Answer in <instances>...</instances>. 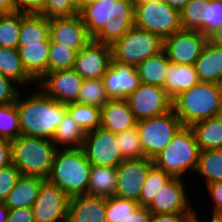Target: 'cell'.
<instances>
[{"label": "cell", "mask_w": 222, "mask_h": 222, "mask_svg": "<svg viewBox=\"0 0 222 222\" xmlns=\"http://www.w3.org/2000/svg\"><path fill=\"white\" fill-rule=\"evenodd\" d=\"M79 15L96 42L112 45L135 26L133 0H100L83 6Z\"/></svg>", "instance_id": "1"}, {"label": "cell", "mask_w": 222, "mask_h": 222, "mask_svg": "<svg viewBox=\"0 0 222 222\" xmlns=\"http://www.w3.org/2000/svg\"><path fill=\"white\" fill-rule=\"evenodd\" d=\"M22 91L25 90L19 92L15 101L19 113L20 135L52 140L57 126L67 112L66 105L46 95L38 86L31 89L33 92L24 98Z\"/></svg>", "instance_id": "2"}, {"label": "cell", "mask_w": 222, "mask_h": 222, "mask_svg": "<svg viewBox=\"0 0 222 222\" xmlns=\"http://www.w3.org/2000/svg\"><path fill=\"white\" fill-rule=\"evenodd\" d=\"M172 109L183 126L222 115V85L199 82L180 92L173 99Z\"/></svg>", "instance_id": "3"}, {"label": "cell", "mask_w": 222, "mask_h": 222, "mask_svg": "<svg viewBox=\"0 0 222 222\" xmlns=\"http://www.w3.org/2000/svg\"><path fill=\"white\" fill-rule=\"evenodd\" d=\"M91 166L82 148L57 149L47 180L69 197L87 195Z\"/></svg>", "instance_id": "4"}, {"label": "cell", "mask_w": 222, "mask_h": 222, "mask_svg": "<svg viewBox=\"0 0 222 222\" xmlns=\"http://www.w3.org/2000/svg\"><path fill=\"white\" fill-rule=\"evenodd\" d=\"M11 143V163L24 176L47 179L57 147L51 139L19 135Z\"/></svg>", "instance_id": "5"}, {"label": "cell", "mask_w": 222, "mask_h": 222, "mask_svg": "<svg viewBox=\"0 0 222 222\" xmlns=\"http://www.w3.org/2000/svg\"><path fill=\"white\" fill-rule=\"evenodd\" d=\"M200 148L190 126H182L170 143L153 160L154 165L173 177L194 173ZM190 172V173H189ZM188 173V174H187Z\"/></svg>", "instance_id": "6"}, {"label": "cell", "mask_w": 222, "mask_h": 222, "mask_svg": "<svg viewBox=\"0 0 222 222\" xmlns=\"http://www.w3.org/2000/svg\"><path fill=\"white\" fill-rule=\"evenodd\" d=\"M112 60L137 66L163 50V40L156 34L137 27L131 28L111 45Z\"/></svg>", "instance_id": "7"}, {"label": "cell", "mask_w": 222, "mask_h": 222, "mask_svg": "<svg viewBox=\"0 0 222 222\" xmlns=\"http://www.w3.org/2000/svg\"><path fill=\"white\" fill-rule=\"evenodd\" d=\"M182 126L173 109L166 114L137 121L136 127L145 156L154 159Z\"/></svg>", "instance_id": "8"}, {"label": "cell", "mask_w": 222, "mask_h": 222, "mask_svg": "<svg viewBox=\"0 0 222 222\" xmlns=\"http://www.w3.org/2000/svg\"><path fill=\"white\" fill-rule=\"evenodd\" d=\"M135 27L154 33L164 40L182 29L180 12L165 1L135 4Z\"/></svg>", "instance_id": "9"}, {"label": "cell", "mask_w": 222, "mask_h": 222, "mask_svg": "<svg viewBox=\"0 0 222 222\" xmlns=\"http://www.w3.org/2000/svg\"><path fill=\"white\" fill-rule=\"evenodd\" d=\"M81 148L92 165L117 167L125 160L120 152L115 133L102 126L85 134Z\"/></svg>", "instance_id": "10"}, {"label": "cell", "mask_w": 222, "mask_h": 222, "mask_svg": "<svg viewBox=\"0 0 222 222\" xmlns=\"http://www.w3.org/2000/svg\"><path fill=\"white\" fill-rule=\"evenodd\" d=\"M137 121L166 114L172 110L173 99L157 85L141 83L126 99Z\"/></svg>", "instance_id": "11"}, {"label": "cell", "mask_w": 222, "mask_h": 222, "mask_svg": "<svg viewBox=\"0 0 222 222\" xmlns=\"http://www.w3.org/2000/svg\"><path fill=\"white\" fill-rule=\"evenodd\" d=\"M70 197L45 179L32 205L35 222H67Z\"/></svg>", "instance_id": "12"}, {"label": "cell", "mask_w": 222, "mask_h": 222, "mask_svg": "<svg viewBox=\"0 0 222 222\" xmlns=\"http://www.w3.org/2000/svg\"><path fill=\"white\" fill-rule=\"evenodd\" d=\"M154 160L149 157L142 159H125L117 166L115 196L139 202L141 189Z\"/></svg>", "instance_id": "13"}, {"label": "cell", "mask_w": 222, "mask_h": 222, "mask_svg": "<svg viewBox=\"0 0 222 222\" xmlns=\"http://www.w3.org/2000/svg\"><path fill=\"white\" fill-rule=\"evenodd\" d=\"M207 41L200 31L181 29L163 40V50L172 63L194 65Z\"/></svg>", "instance_id": "14"}, {"label": "cell", "mask_w": 222, "mask_h": 222, "mask_svg": "<svg viewBox=\"0 0 222 222\" xmlns=\"http://www.w3.org/2000/svg\"><path fill=\"white\" fill-rule=\"evenodd\" d=\"M185 178L172 177L155 195L152 203L147 207L151 213H195L190 201V195L185 189L187 185ZM186 183V184H185Z\"/></svg>", "instance_id": "15"}, {"label": "cell", "mask_w": 222, "mask_h": 222, "mask_svg": "<svg viewBox=\"0 0 222 222\" xmlns=\"http://www.w3.org/2000/svg\"><path fill=\"white\" fill-rule=\"evenodd\" d=\"M83 80L73 69H64L47 72L36 86L49 97L67 105L77 102Z\"/></svg>", "instance_id": "16"}, {"label": "cell", "mask_w": 222, "mask_h": 222, "mask_svg": "<svg viewBox=\"0 0 222 222\" xmlns=\"http://www.w3.org/2000/svg\"><path fill=\"white\" fill-rule=\"evenodd\" d=\"M112 61L111 45L93 39L76 54L73 70L83 79H102Z\"/></svg>", "instance_id": "17"}, {"label": "cell", "mask_w": 222, "mask_h": 222, "mask_svg": "<svg viewBox=\"0 0 222 222\" xmlns=\"http://www.w3.org/2000/svg\"><path fill=\"white\" fill-rule=\"evenodd\" d=\"M49 24L50 39L77 52L92 40L79 14L50 19Z\"/></svg>", "instance_id": "18"}, {"label": "cell", "mask_w": 222, "mask_h": 222, "mask_svg": "<svg viewBox=\"0 0 222 222\" xmlns=\"http://www.w3.org/2000/svg\"><path fill=\"white\" fill-rule=\"evenodd\" d=\"M102 80L110 99H127L141 84L135 66L113 60Z\"/></svg>", "instance_id": "19"}, {"label": "cell", "mask_w": 222, "mask_h": 222, "mask_svg": "<svg viewBox=\"0 0 222 222\" xmlns=\"http://www.w3.org/2000/svg\"><path fill=\"white\" fill-rule=\"evenodd\" d=\"M67 222H107L106 198L89 195L70 197Z\"/></svg>", "instance_id": "20"}, {"label": "cell", "mask_w": 222, "mask_h": 222, "mask_svg": "<svg viewBox=\"0 0 222 222\" xmlns=\"http://www.w3.org/2000/svg\"><path fill=\"white\" fill-rule=\"evenodd\" d=\"M137 120L126 99H110L101 107V126L113 133L136 127Z\"/></svg>", "instance_id": "21"}, {"label": "cell", "mask_w": 222, "mask_h": 222, "mask_svg": "<svg viewBox=\"0 0 222 222\" xmlns=\"http://www.w3.org/2000/svg\"><path fill=\"white\" fill-rule=\"evenodd\" d=\"M22 66L27 74L39 81L48 72L50 42H40L18 46Z\"/></svg>", "instance_id": "22"}, {"label": "cell", "mask_w": 222, "mask_h": 222, "mask_svg": "<svg viewBox=\"0 0 222 222\" xmlns=\"http://www.w3.org/2000/svg\"><path fill=\"white\" fill-rule=\"evenodd\" d=\"M194 67L200 82L222 85V47L207 41Z\"/></svg>", "instance_id": "23"}, {"label": "cell", "mask_w": 222, "mask_h": 222, "mask_svg": "<svg viewBox=\"0 0 222 222\" xmlns=\"http://www.w3.org/2000/svg\"><path fill=\"white\" fill-rule=\"evenodd\" d=\"M45 179L37 176L21 175L13 189L3 201L8 209L32 207Z\"/></svg>", "instance_id": "24"}, {"label": "cell", "mask_w": 222, "mask_h": 222, "mask_svg": "<svg viewBox=\"0 0 222 222\" xmlns=\"http://www.w3.org/2000/svg\"><path fill=\"white\" fill-rule=\"evenodd\" d=\"M199 82L194 65L170 62L162 88L174 99L180 92L191 89Z\"/></svg>", "instance_id": "25"}, {"label": "cell", "mask_w": 222, "mask_h": 222, "mask_svg": "<svg viewBox=\"0 0 222 222\" xmlns=\"http://www.w3.org/2000/svg\"><path fill=\"white\" fill-rule=\"evenodd\" d=\"M50 42L49 19L41 14L22 13L18 46Z\"/></svg>", "instance_id": "26"}, {"label": "cell", "mask_w": 222, "mask_h": 222, "mask_svg": "<svg viewBox=\"0 0 222 222\" xmlns=\"http://www.w3.org/2000/svg\"><path fill=\"white\" fill-rule=\"evenodd\" d=\"M190 127L200 151L222 149V115L197 121Z\"/></svg>", "instance_id": "27"}, {"label": "cell", "mask_w": 222, "mask_h": 222, "mask_svg": "<svg viewBox=\"0 0 222 222\" xmlns=\"http://www.w3.org/2000/svg\"><path fill=\"white\" fill-rule=\"evenodd\" d=\"M0 74L11 79L21 89L22 86L25 88L30 84L34 87L36 84L23 68L18 50L14 48L0 46Z\"/></svg>", "instance_id": "28"}, {"label": "cell", "mask_w": 222, "mask_h": 222, "mask_svg": "<svg viewBox=\"0 0 222 222\" xmlns=\"http://www.w3.org/2000/svg\"><path fill=\"white\" fill-rule=\"evenodd\" d=\"M170 61L164 50L136 66L141 83L163 87Z\"/></svg>", "instance_id": "29"}, {"label": "cell", "mask_w": 222, "mask_h": 222, "mask_svg": "<svg viewBox=\"0 0 222 222\" xmlns=\"http://www.w3.org/2000/svg\"><path fill=\"white\" fill-rule=\"evenodd\" d=\"M117 167L92 165L87 195L109 198L115 195Z\"/></svg>", "instance_id": "30"}, {"label": "cell", "mask_w": 222, "mask_h": 222, "mask_svg": "<svg viewBox=\"0 0 222 222\" xmlns=\"http://www.w3.org/2000/svg\"><path fill=\"white\" fill-rule=\"evenodd\" d=\"M85 134L67 111L57 126L52 142L58 149L81 148Z\"/></svg>", "instance_id": "31"}, {"label": "cell", "mask_w": 222, "mask_h": 222, "mask_svg": "<svg viewBox=\"0 0 222 222\" xmlns=\"http://www.w3.org/2000/svg\"><path fill=\"white\" fill-rule=\"evenodd\" d=\"M205 185L222 181V149L200 151L197 168Z\"/></svg>", "instance_id": "32"}, {"label": "cell", "mask_w": 222, "mask_h": 222, "mask_svg": "<svg viewBox=\"0 0 222 222\" xmlns=\"http://www.w3.org/2000/svg\"><path fill=\"white\" fill-rule=\"evenodd\" d=\"M66 108L85 133L101 126V108L79 103L67 104Z\"/></svg>", "instance_id": "33"}, {"label": "cell", "mask_w": 222, "mask_h": 222, "mask_svg": "<svg viewBox=\"0 0 222 222\" xmlns=\"http://www.w3.org/2000/svg\"><path fill=\"white\" fill-rule=\"evenodd\" d=\"M22 23V12L2 13L0 15V46L18 48Z\"/></svg>", "instance_id": "34"}, {"label": "cell", "mask_w": 222, "mask_h": 222, "mask_svg": "<svg viewBox=\"0 0 222 222\" xmlns=\"http://www.w3.org/2000/svg\"><path fill=\"white\" fill-rule=\"evenodd\" d=\"M173 176L163 170L157 168L155 165L149 170L144 185L141 189L138 204L140 207H148L155 195L159 192Z\"/></svg>", "instance_id": "35"}, {"label": "cell", "mask_w": 222, "mask_h": 222, "mask_svg": "<svg viewBox=\"0 0 222 222\" xmlns=\"http://www.w3.org/2000/svg\"><path fill=\"white\" fill-rule=\"evenodd\" d=\"M109 100L102 79H84L76 103L101 108Z\"/></svg>", "instance_id": "36"}, {"label": "cell", "mask_w": 222, "mask_h": 222, "mask_svg": "<svg viewBox=\"0 0 222 222\" xmlns=\"http://www.w3.org/2000/svg\"><path fill=\"white\" fill-rule=\"evenodd\" d=\"M116 141L124 159L145 158L137 127L115 133Z\"/></svg>", "instance_id": "37"}, {"label": "cell", "mask_w": 222, "mask_h": 222, "mask_svg": "<svg viewBox=\"0 0 222 222\" xmlns=\"http://www.w3.org/2000/svg\"><path fill=\"white\" fill-rule=\"evenodd\" d=\"M139 207L140 205L134 200L111 196L106 198V220L107 222H123Z\"/></svg>", "instance_id": "38"}, {"label": "cell", "mask_w": 222, "mask_h": 222, "mask_svg": "<svg viewBox=\"0 0 222 222\" xmlns=\"http://www.w3.org/2000/svg\"><path fill=\"white\" fill-rule=\"evenodd\" d=\"M20 135L16 104L0 105V139L12 141Z\"/></svg>", "instance_id": "39"}, {"label": "cell", "mask_w": 222, "mask_h": 222, "mask_svg": "<svg viewBox=\"0 0 222 222\" xmlns=\"http://www.w3.org/2000/svg\"><path fill=\"white\" fill-rule=\"evenodd\" d=\"M77 51L67 46L60 45L50 39V51L48 59V72L72 69Z\"/></svg>", "instance_id": "40"}, {"label": "cell", "mask_w": 222, "mask_h": 222, "mask_svg": "<svg viewBox=\"0 0 222 222\" xmlns=\"http://www.w3.org/2000/svg\"><path fill=\"white\" fill-rule=\"evenodd\" d=\"M209 0H190L180 11L182 29L202 32V11Z\"/></svg>", "instance_id": "41"}, {"label": "cell", "mask_w": 222, "mask_h": 222, "mask_svg": "<svg viewBox=\"0 0 222 222\" xmlns=\"http://www.w3.org/2000/svg\"><path fill=\"white\" fill-rule=\"evenodd\" d=\"M46 18L72 17L79 14L76 0H45L43 10L39 13Z\"/></svg>", "instance_id": "42"}, {"label": "cell", "mask_w": 222, "mask_h": 222, "mask_svg": "<svg viewBox=\"0 0 222 222\" xmlns=\"http://www.w3.org/2000/svg\"><path fill=\"white\" fill-rule=\"evenodd\" d=\"M222 25V0H209L202 11V33L208 35Z\"/></svg>", "instance_id": "43"}, {"label": "cell", "mask_w": 222, "mask_h": 222, "mask_svg": "<svg viewBox=\"0 0 222 222\" xmlns=\"http://www.w3.org/2000/svg\"><path fill=\"white\" fill-rule=\"evenodd\" d=\"M20 177L21 173L12 163L0 169V202L6 199Z\"/></svg>", "instance_id": "44"}, {"label": "cell", "mask_w": 222, "mask_h": 222, "mask_svg": "<svg viewBox=\"0 0 222 222\" xmlns=\"http://www.w3.org/2000/svg\"><path fill=\"white\" fill-rule=\"evenodd\" d=\"M21 90L15 82L0 74V105L15 103Z\"/></svg>", "instance_id": "45"}, {"label": "cell", "mask_w": 222, "mask_h": 222, "mask_svg": "<svg viewBox=\"0 0 222 222\" xmlns=\"http://www.w3.org/2000/svg\"><path fill=\"white\" fill-rule=\"evenodd\" d=\"M210 199L213 201L212 215H222V181L206 185Z\"/></svg>", "instance_id": "46"}, {"label": "cell", "mask_w": 222, "mask_h": 222, "mask_svg": "<svg viewBox=\"0 0 222 222\" xmlns=\"http://www.w3.org/2000/svg\"><path fill=\"white\" fill-rule=\"evenodd\" d=\"M15 9L22 13L39 14L45 5V0H14Z\"/></svg>", "instance_id": "47"}, {"label": "cell", "mask_w": 222, "mask_h": 222, "mask_svg": "<svg viewBox=\"0 0 222 222\" xmlns=\"http://www.w3.org/2000/svg\"><path fill=\"white\" fill-rule=\"evenodd\" d=\"M194 216L195 213H152L150 222H191L194 219Z\"/></svg>", "instance_id": "48"}, {"label": "cell", "mask_w": 222, "mask_h": 222, "mask_svg": "<svg viewBox=\"0 0 222 222\" xmlns=\"http://www.w3.org/2000/svg\"><path fill=\"white\" fill-rule=\"evenodd\" d=\"M7 222H35L32 208L9 209Z\"/></svg>", "instance_id": "49"}, {"label": "cell", "mask_w": 222, "mask_h": 222, "mask_svg": "<svg viewBox=\"0 0 222 222\" xmlns=\"http://www.w3.org/2000/svg\"><path fill=\"white\" fill-rule=\"evenodd\" d=\"M11 164V143L0 139V169Z\"/></svg>", "instance_id": "50"}, {"label": "cell", "mask_w": 222, "mask_h": 222, "mask_svg": "<svg viewBox=\"0 0 222 222\" xmlns=\"http://www.w3.org/2000/svg\"><path fill=\"white\" fill-rule=\"evenodd\" d=\"M152 213L147 207H139L133 215L128 216L123 222H150Z\"/></svg>", "instance_id": "51"}, {"label": "cell", "mask_w": 222, "mask_h": 222, "mask_svg": "<svg viewBox=\"0 0 222 222\" xmlns=\"http://www.w3.org/2000/svg\"><path fill=\"white\" fill-rule=\"evenodd\" d=\"M208 42L222 47V25L218 26L207 35Z\"/></svg>", "instance_id": "52"}, {"label": "cell", "mask_w": 222, "mask_h": 222, "mask_svg": "<svg viewBox=\"0 0 222 222\" xmlns=\"http://www.w3.org/2000/svg\"><path fill=\"white\" fill-rule=\"evenodd\" d=\"M0 12L1 13L16 12L14 0H0Z\"/></svg>", "instance_id": "53"}, {"label": "cell", "mask_w": 222, "mask_h": 222, "mask_svg": "<svg viewBox=\"0 0 222 222\" xmlns=\"http://www.w3.org/2000/svg\"><path fill=\"white\" fill-rule=\"evenodd\" d=\"M168 5L173 7L174 9L178 10L179 12L183 9V7L190 1V0H164Z\"/></svg>", "instance_id": "54"}, {"label": "cell", "mask_w": 222, "mask_h": 222, "mask_svg": "<svg viewBox=\"0 0 222 222\" xmlns=\"http://www.w3.org/2000/svg\"><path fill=\"white\" fill-rule=\"evenodd\" d=\"M8 215V207L4 204V202H0V222H7Z\"/></svg>", "instance_id": "55"}, {"label": "cell", "mask_w": 222, "mask_h": 222, "mask_svg": "<svg viewBox=\"0 0 222 222\" xmlns=\"http://www.w3.org/2000/svg\"><path fill=\"white\" fill-rule=\"evenodd\" d=\"M212 216V217H211ZM194 218L198 221V222H205V221H202V219L199 217V213L195 212V216ZM210 222H222V215H210Z\"/></svg>", "instance_id": "56"}, {"label": "cell", "mask_w": 222, "mask_h": 222, "mask_svg": "<svg viewBox=\"0 0 222 222\" xmlns=\"http://www.w3.org/2000/svg\"><path fill=\"white\" fill-rule=\"evenodd\" d=\"M98 1H100V0H79L77 2V4H78V8L80 10L83 6L90 5V4H93Z\"/></svg>", "instance_id": "57"}, {"label": "cell", "mask_w": 222, "mask_h": 222, "mask_svg": "<svg viewBox=\"0 0 222 222\" xmlns=\"http://www.w3.org/2000/svg\"><path fill=\"white\" fill-rule=\"evenodd\" d=\"M150 1H164V0H133L134 4L145 3Z\"/></svg>", "instance_id": "58"}, {"label": "cell", "mask_w": 222, "mask_h": 222, "mask_svg": "<svg viewBox=\"0 0 222 222\" xmlns=\"http://www.w3.org/2000/svg\"><path fill=\"white\" fill-rule=\"evenodd\" d=\"M191 222H198L195 218Z\"/></svg>", "instance_id": "59"}]
</instances>
